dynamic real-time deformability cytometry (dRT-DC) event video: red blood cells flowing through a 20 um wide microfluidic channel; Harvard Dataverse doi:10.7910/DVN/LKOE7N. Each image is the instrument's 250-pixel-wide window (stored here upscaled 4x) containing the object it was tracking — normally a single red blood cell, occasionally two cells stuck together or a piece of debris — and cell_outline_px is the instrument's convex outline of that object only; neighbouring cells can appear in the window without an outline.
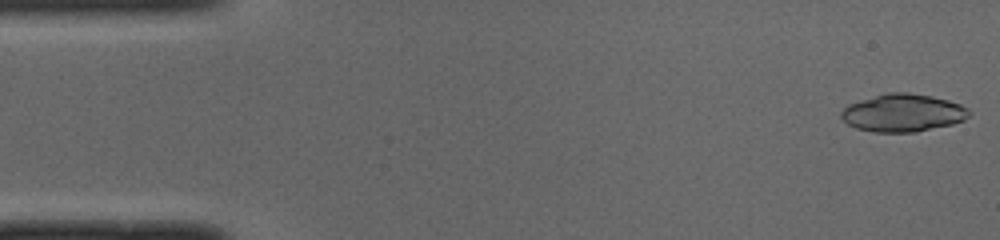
{"species": "common noctule bat (a hibernating species)", "species_latin": "Nyctalus noctula", "temperature_condition": "cold", "stored_images_in_passage": 49, "camera_frame_rate_fps": 3000, "um_per_image_px": 0.085, "animal": {"sex": "male", "body_mass_g": 19.0, "forearm_length_mm": 50.8}, "frame": {"image": 1, "passage_image": 1, "time_ms": 0.0, "image_size_px": [1000, 240], "cell_outline_px": [[972, 112], [964, 120], [952, 124], [916, 132], [872, 132], [856, 128], [848, 124], [840, 116], [840, 112], [848, 104], [860, 100], [888, 92], [908, 92], [932, 96], [948, 100], [960, 104], [968, 108]], "centroid_in_image_um": [76.75, 9.59], "position_along_channel_um": 8.2, "area_um2": 28.21}}
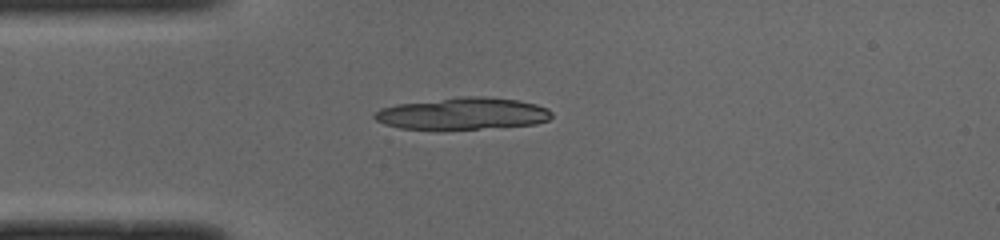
{"frame": {"image": 2, "passage_image": 12, "time_ms": 3.667, "image_size_px": [1000, 240], "cell_outline_px": [[552, 116], [548, 120], [536, 124], [480, 128], [400, 128], [384, 124], [376, 120], [372, 116], [380, 108], [396, 104], [460, 96], [484, 96], [520, 100], [536, 104], [548, 108], [552, 112]], "centroid_in_image_um": [39.35, 9.63], "position_along_channel_um": 45.6, "area_um2": 32.71}}